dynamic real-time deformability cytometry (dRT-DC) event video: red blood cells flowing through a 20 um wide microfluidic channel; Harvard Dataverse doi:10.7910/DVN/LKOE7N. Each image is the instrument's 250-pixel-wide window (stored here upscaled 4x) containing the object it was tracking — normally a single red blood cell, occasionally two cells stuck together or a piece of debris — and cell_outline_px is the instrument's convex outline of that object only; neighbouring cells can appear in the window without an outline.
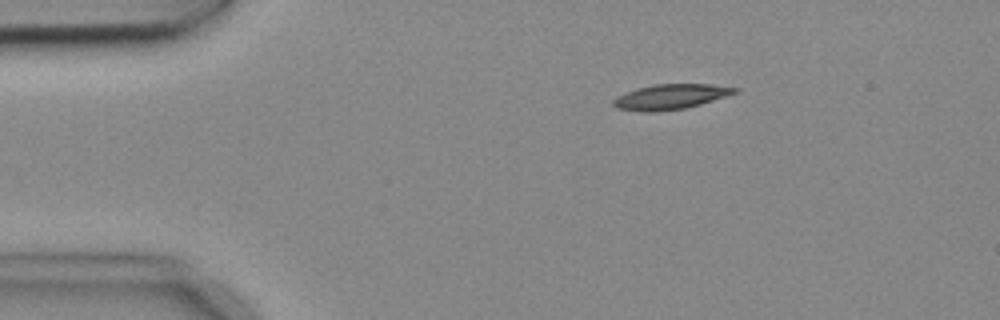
{"species": "common noctule bat (a hibernating species)", "species_latin": "Nyctalus noctula", "temperature_condition": "cold", "stored_images_in_passage": 8, "camera_frame_rate_fps": 3000, "um_per_image_px": 0.085, "animal": {"sex": "female", "body_mass_g": 18.4}, "frame": {"image": 1, "passage_image": 3, "time_ms": 0.667, "image_size_px": [1000, 320], "cell_outline_px": [[740, 88], [736, 92], [728, 96], [700, 104], [684, 108], [656, 112], [640, 112], [616, 108], [612, 104], [612, 100], [616, 96], [624, 92], [636, 88], [656, 84], [712, 84]], "centroid_in_image_um": [56.95, 8.22], "position_along_channel_um": 28.0, "area_um2": 17.98}}
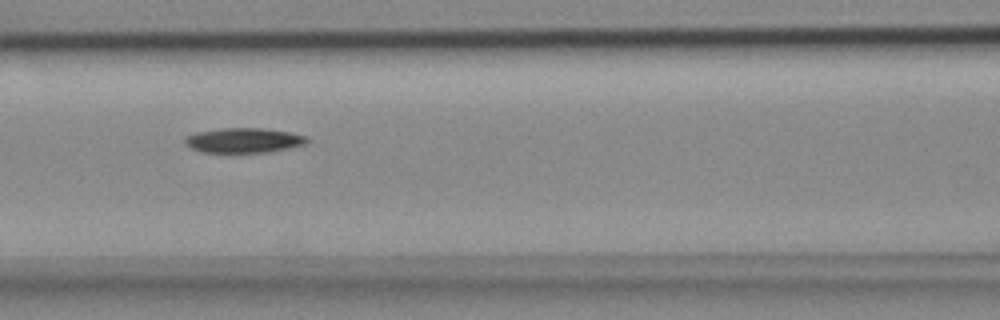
{"frame": {"image": 2, "passage_image": 7, "time_ms": 2.0, "image_size_px": [1000, 320], "cell_outline_px": [[308, 140], [304, 144], [288, 148], [268, 152], [200, 152], [184, 144], [184, 136], [192, 132], [220, 128], [264, 128], [288, 132], [308, 136]], "centroid_in_image_um": [20.64, 11.92], "position_along_channel_um": 146.0, "area_um2": 17.8}}
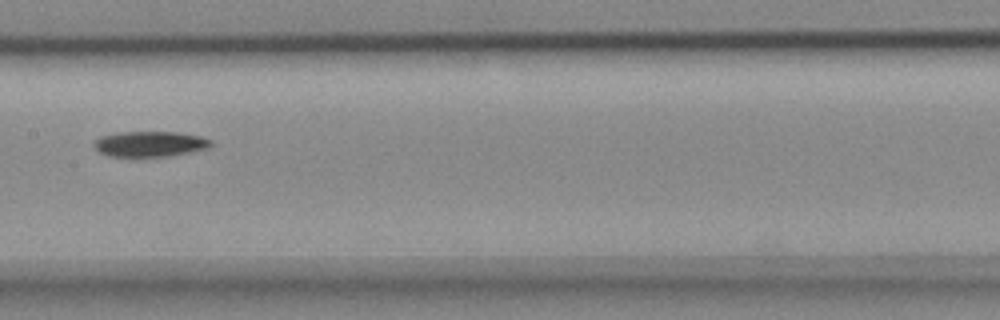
{"frame": {"image": 3, "passage_image": 8, "time_ms": 2.333, "image_size_px": [1000, 320], "cell_outline_px": [[212, 144], [208, 148], [168, 156], [108, 156], [100, 152], [92, 144], [100, 136], [116, 132], [176, 132], [200, 136], [212, 140]], "centroid_in_image_um": [12.72, 12.22], "position_along_channel_um": 194.7, "area_um2": 17.22}}